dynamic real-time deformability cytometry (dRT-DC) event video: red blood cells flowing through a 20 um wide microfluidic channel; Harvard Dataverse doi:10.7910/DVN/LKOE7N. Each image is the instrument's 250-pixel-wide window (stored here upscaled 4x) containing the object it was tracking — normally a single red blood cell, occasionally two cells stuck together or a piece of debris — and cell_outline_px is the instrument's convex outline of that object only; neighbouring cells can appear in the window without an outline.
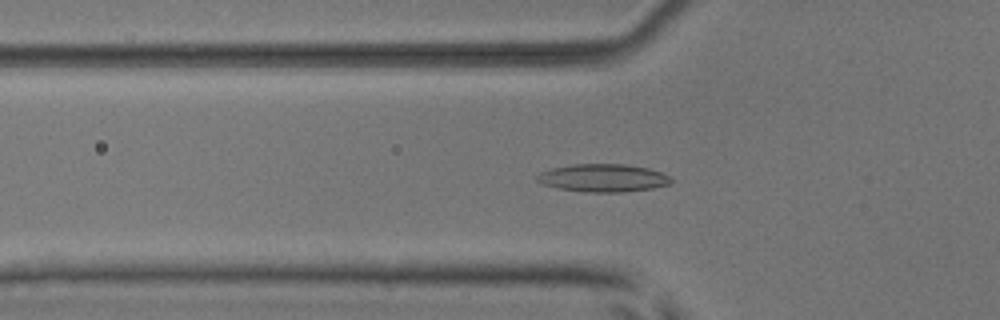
{"species": "common noctule bat (a hibernating species)", "species_latin": "Nyctalus noctula", "temperature_condition": "room temperature", "stored_images_in_passage": 51, "camera_frame_rate_fps": 3000, "um_per_image_px": 0.085, "animal": {"sex": "male", "body_mass_g": 17.9, "forearm_length_mm": 54.2}, "frame": {"image": 1, "passage_image": 17, "time_ms": 5.333, "image_size_px": [1000, 320], "cell_outline_px": [[672, 184], [652, 188], [624, 192], [584, 192], [556, 188], [544, 184], [536, 180], [536, 176], [540, 172], [552, 168], [572, 164], [628, 164], [648, 168], [660, 172], [668, 176], [672, 180]], "centroid_in_image_um": [51.26, 15.12], "position_along_channel_um": 74.5, "area_um2": 21.85}}
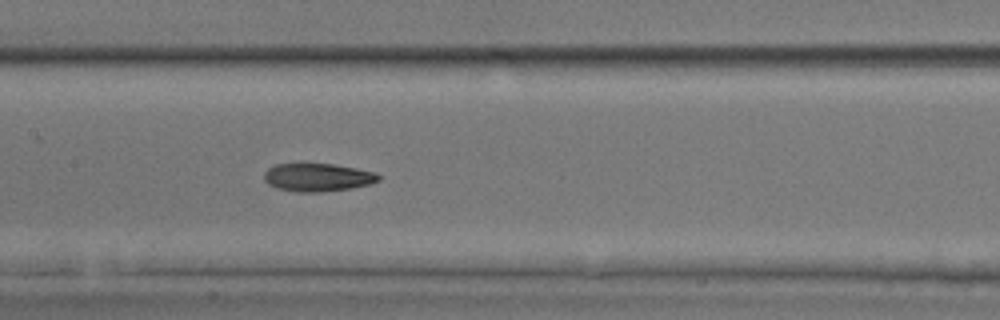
{"frame": {"image": 2, "passage_image": 25, "time_ms": 8.0, "image_size_px": [1000, 320], "cell_outline_px": [[380, 180], [368, 184], [352, 188], [320, 192], [296, 192], [276, 188], [268, 184], [264, 180], [264, 172], [268, 168], [276, 164], [336, 164], [376, 172], [380, 176]], "centroid_in_image_um": [26.99, 15.08], "position_along_channel_um": 180.4, "area_um2": 18.79}}
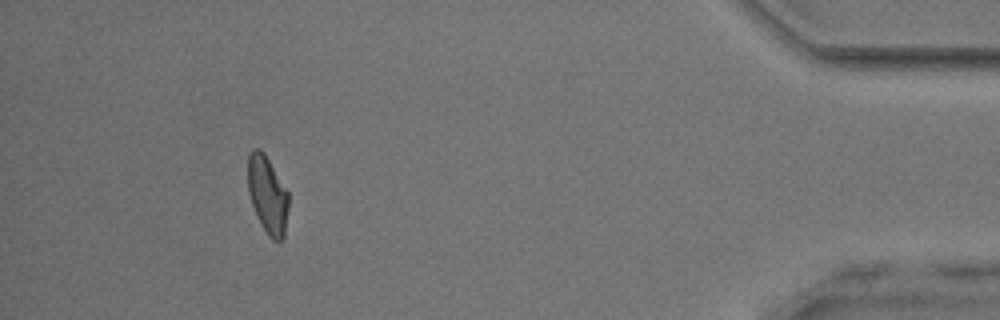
{"frame": {"image": 3, "passage_image": 47, "time_ms": 15.333, "image_size_px": [1000, 320], "cell_outline_px": [[288, 208], [284, 240], [280, 244], [272, 240], [268, 236], [260, 224], [252, 204], [248, 192], [248, 152], [252, 148], [260, 148], [264, 152], [288, 192]], "centroid_in_image_um": [22.74, 16.59], "position_along_channel_um": 412.5, "area_um2": 18.67}, "authors_computed_cell_mechanics": {"area_um2": 19.2474, "velocity_mm_per_s": 3.9644, "shape_relaxation_time_tau1_ms": 9.8806, "shape_relaxation_time_tau2_ms": 3.983, "deformation_change_tau1": 0.203, "deformation_change_tau2": 0.1247}}